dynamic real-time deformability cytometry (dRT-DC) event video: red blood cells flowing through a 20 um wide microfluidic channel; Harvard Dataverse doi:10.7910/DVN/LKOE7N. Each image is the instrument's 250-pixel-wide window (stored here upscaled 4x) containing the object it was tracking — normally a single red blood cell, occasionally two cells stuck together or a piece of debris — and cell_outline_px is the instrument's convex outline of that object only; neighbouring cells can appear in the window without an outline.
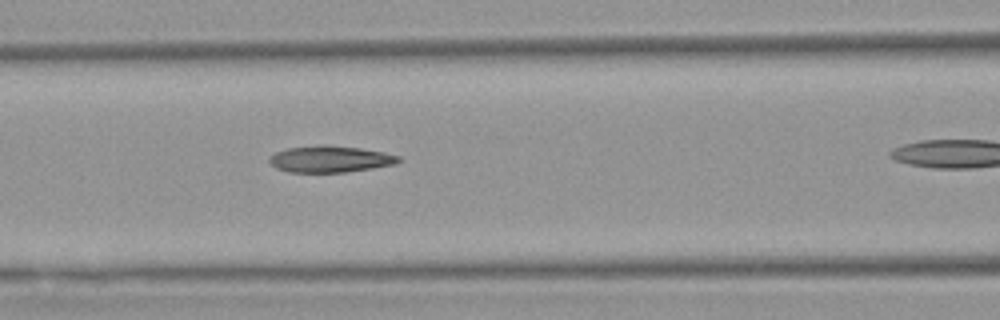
{"species": "Egyptian fruit bat (a non-hibernating species)", "species_latin": "Rousettus aegyptiacus", "temperature_condition": "warm", "stored_images_in_passage": 8, "camera_frame_rate_fps": 3000, "um_per_image_px": 0.085, "animal": {"sex": "female"}, "frame": {"image": 1, "passage_image": 7, "time_ms": 8.0, "image_size_px": [1000, 320], "cell_outline_px": [[404, 160], [396, 164], [372, 168], [344, 172], [288, 172], [276, 168], [268, 160], [268, 156], [276, 152], [288, 148], [360, 148], [384, 152], [400, 156]], "centroid_in_image_um": [28.11, 13.57], "position_along_channel_um": 138.5, "area_um2": 19.07}}